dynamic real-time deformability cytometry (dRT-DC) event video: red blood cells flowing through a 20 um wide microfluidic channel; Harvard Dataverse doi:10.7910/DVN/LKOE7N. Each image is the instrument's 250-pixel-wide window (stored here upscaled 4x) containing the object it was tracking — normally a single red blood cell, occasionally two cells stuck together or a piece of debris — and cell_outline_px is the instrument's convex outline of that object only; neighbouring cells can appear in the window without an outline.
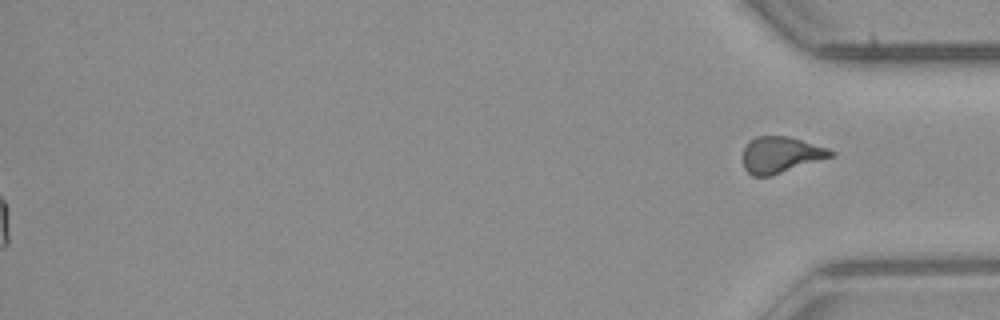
{"species": "common noctule bat (a hibernating species)", "species_latin": "Nyctalus noctula", "temperature_condition": "room temperature", "stored_images_in_passage": 54, "segment_of_instrument_passage": [2, 2], "camera_frame_rate_fps": 3000, "um_per_image_px": 0.085, "animal": {"sex": "male", "body_mass_g": 23.1, "forearm_length_mm": 52.7}, "frame": {"image": 1, "passage_image": 54, "time_ms": 17.667, "image_size_px": [1000, 320], "cell_outline_px": [[836, 152], [832, 156], [768, 176], [752, 176], [744, 168], [744, 148], [748, 140], [756, 136], [788, 136], [828, 148]], "centroid_in_image_um": [66.33, 13.13], "position_along_channel_um": 368.9, "area_um2": 18.21}}